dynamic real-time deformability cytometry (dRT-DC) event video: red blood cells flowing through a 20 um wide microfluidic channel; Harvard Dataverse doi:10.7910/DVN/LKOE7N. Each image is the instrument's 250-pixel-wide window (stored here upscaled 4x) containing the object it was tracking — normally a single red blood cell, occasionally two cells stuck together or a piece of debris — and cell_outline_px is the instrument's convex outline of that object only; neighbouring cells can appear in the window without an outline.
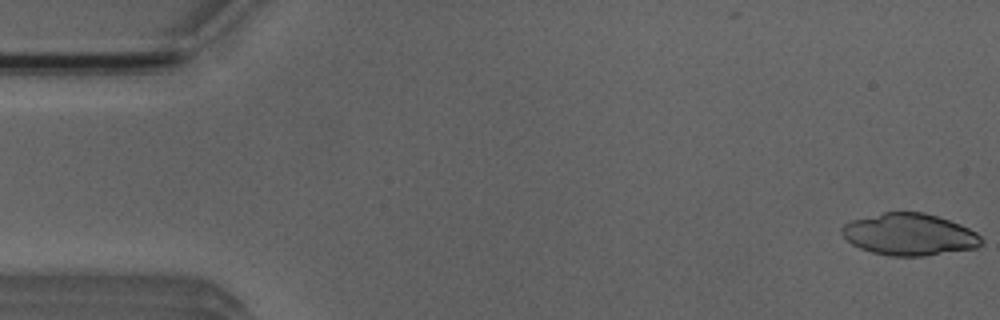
{"species": "Egyptian fruit bat (a non-hibernating species)", "species_latin": "Rousettus aegyptiacus", "temperature_condition": "room temperature", "stored_images_in_passage": 17, "camera_frame_rate_fps": 3000, "um_per_image_px": 0.085, "animal": {"sex": "male"}, "frame": {"image": 1, "passage_image": 1, "time_ms": 0.0, "image_size_px": [1000, 320], "cell_outline_px": [[984, 240], [976, 248], [924, 256], [888, 256], [872, 252], [860, 248], [852, 244], [840, 232], [840, 228], [844, 224], [852, 220], [884, 212], [924, 212], [960, 224], [976, 232]], "centroid_in_image_um": [77.29, 19.93], "position_along_channel_um": 7.7, "area_um2": 33.99}}